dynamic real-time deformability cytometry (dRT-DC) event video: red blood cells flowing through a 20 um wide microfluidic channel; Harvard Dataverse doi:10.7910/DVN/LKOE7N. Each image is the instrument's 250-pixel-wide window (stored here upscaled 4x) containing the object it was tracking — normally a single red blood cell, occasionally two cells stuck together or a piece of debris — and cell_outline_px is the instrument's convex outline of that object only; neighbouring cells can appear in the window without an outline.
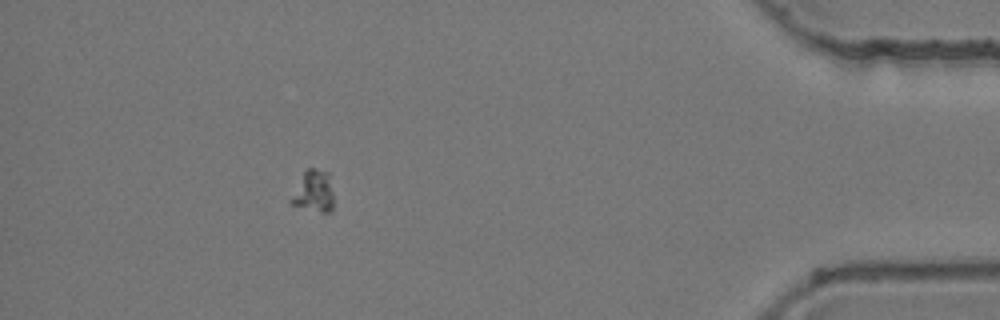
{"species": "common noctule bat (a hibernating species)", "species_latin": "Nyctalus noctula", "temperature_condition": "room temperature", "stored_images_in_passage": 57, "camera_frame_rate_fps": 3000, "um_per_image_px": 0.085, "animal": {"sex": "female", "body_mass_g": 24.6, "forearm_length_mm": 56.2}, "frame": {"image": 1, "passage_image": 52, "time_ms": 17.0, "image_size_px": [1000, 320], "cell_outline_px": [[332, 212], [320, 212], [292, 204], [288, 200], [304, 172], [308, 168], [316, 168], [328, 172], [332, 192]], "centroid_in_image_um": [26.65, 16.26], "position_along_channel_um": 408.6, "area_um2": 10.17}}